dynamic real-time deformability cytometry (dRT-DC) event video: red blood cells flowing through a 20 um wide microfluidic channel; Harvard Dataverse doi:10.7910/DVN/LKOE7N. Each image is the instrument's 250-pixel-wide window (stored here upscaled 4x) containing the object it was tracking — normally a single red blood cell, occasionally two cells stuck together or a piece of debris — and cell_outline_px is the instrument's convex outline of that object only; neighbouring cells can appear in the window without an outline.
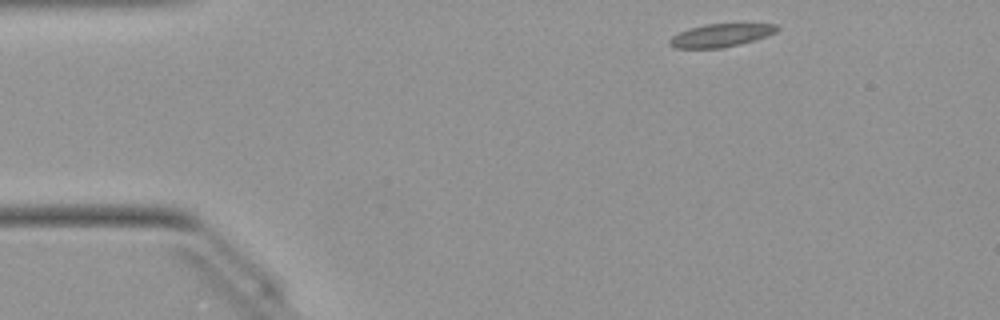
{"species": "Egyptian fruit bat (a non-hibernating species)", "species_latin": "Rousettus aegyptiacus", "temperature_condition": "warm", "stored_images_in_passage": 44, "camera_frame_rate_fps": 3000, "um_per_image_px": 0.085, "animal": {"sex": "female"}, "frame": {"image": 1, "passage_image": 1, "time_ms": 0.0, "image_size_px": [1000, 320], "cell_outline_px": [[780, 28], [776, 32], [768, 36], [740, 44], [724, 48], [676, 48], [668, 44], [668, 40], [672, 36], [680, 32], [704, 24], [776, 24]], "centroid_in_image_um": [61.28, 3.01], "position_along_channel_um": 23.7, "area_um2": 14.39}}
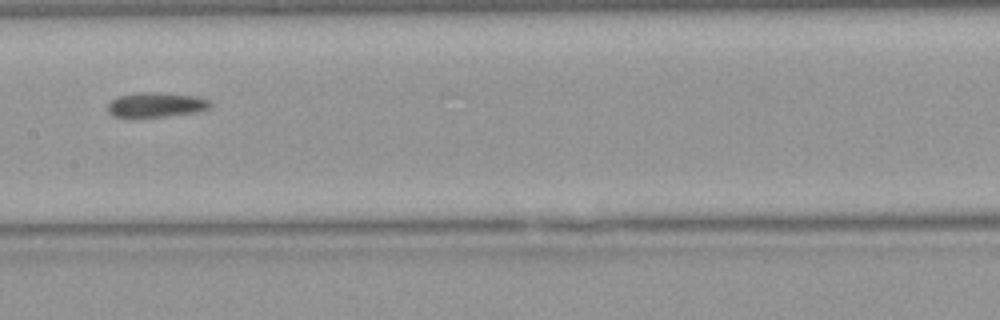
{"frame": {"image": 2, "passage_image": 19, "time_ms": 6.0, "image_size_px": [1000, 320], "cell_outline_px": [[212, 104], [208, 108], [196, 112], [136, 120], [128, 120], [112, 116], [108, 112], [108, 104], [116, 96], [140, 92], [156, 92], [196, 96], [208, 100]], "centroid_in_image_um": [13.15, 8.95], "position_along_channel_um": 194.2, "area_um2": 15.43}}
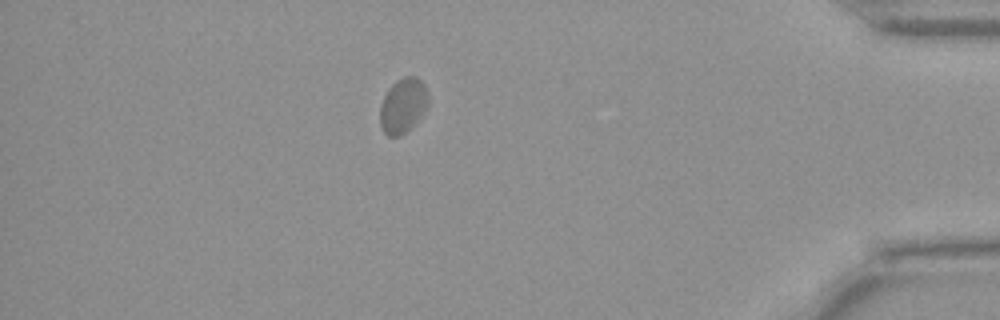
{"frame": {"image": 3, "passage_image": 38, "time_ms": 12.333, "image_size_px": [1000, 320], "cell_outline_px": [[428, 104], [416, 124], [400, 136], [388, 136], [380, 128], [380, 104], [384, 96], [392, 84], [396, 80], [404, 76], [416, 76], [424, 84], [428, 92]], "centroid_in_image_um": [34.25, 8.98], "position_along_channel_um": 400.9, "area_um2": 15.61}, "authors_computed_cell_mechanics": {"area_um2": 14.9991, "velocity_mm_per_s": 3.9958, "shape_relaxation_time_tau1_ms": null, "shape_relaxation_time_tau2_ms": 4.542, "deformation_change_tau1": null, "deformation_change_tau2": 0.0778}}